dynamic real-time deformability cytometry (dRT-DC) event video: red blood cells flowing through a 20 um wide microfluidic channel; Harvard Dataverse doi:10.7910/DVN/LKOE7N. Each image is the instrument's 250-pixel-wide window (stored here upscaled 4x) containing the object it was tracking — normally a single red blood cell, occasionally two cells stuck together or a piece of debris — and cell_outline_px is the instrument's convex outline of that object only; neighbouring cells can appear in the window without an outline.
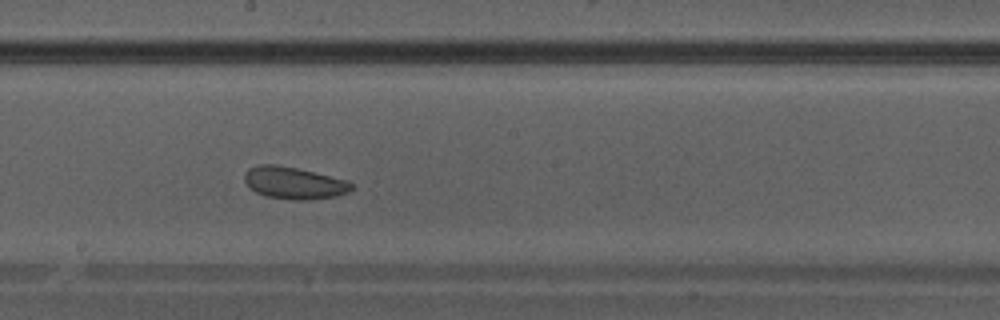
{"species": "Egyptian fruit bat (a non-hibernating species)", "species_latin": "Rousettus aegyptiacus", "temperature_condition": "warm", "stored_images_in_passage": 30, "camera_frame_rate_fps": 3000, "um_per_image_px": 0.085, "animal": {"sex": "male"}, "frame": {"image": 1, "passage_image": 13, "time_ms": 4.0, "image_size_px": [1000, 320], "cell_outline_px": [[352, 188], [348, 192], [336, 196], [308, 200], [296, 200], [264, 196], [256, 192], [244, 180], [244, 172], [248, 168], [260, 164], [276, 164], [296, 168], [348, 180], [352, 184]], "centroid_in_image_um": [24.97, 15.55], "position_along_channel_um": 223.2, "area_um2": 19.94}}